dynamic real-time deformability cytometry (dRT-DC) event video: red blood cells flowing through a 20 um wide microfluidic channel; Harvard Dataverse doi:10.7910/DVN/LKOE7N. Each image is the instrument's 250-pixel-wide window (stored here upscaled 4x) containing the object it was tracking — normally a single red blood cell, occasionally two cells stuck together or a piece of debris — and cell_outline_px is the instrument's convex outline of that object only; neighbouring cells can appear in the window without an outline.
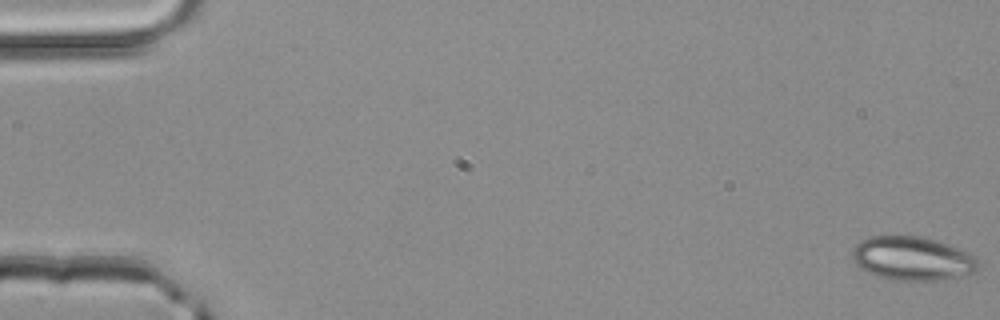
{"species": "common noctule bat (a hibernating species)", "species_latin": "Nyctalus noctula", "temperature_condition": "room temperature", "stored_images_in_passage": 51, "camera_frame_rate_fps": 3000, "um_per_image_px": 0.085, "animal": {"sex": "male", "body_mass_g": 20.4}, "frame": {"image": 1, "passage_image": 1, "time_ms": 0.0, "image_size_px": [1000, 320], "cell_outline_px": [[980, 268], [976, 272], [940, 280], [888, 280], [876, 276], [860, 268], [856, 264], [852, 256], [852, 248], [860, 240], [868, 236], [920, 236], [948, 244], [960, 248], [976, 256], [980, 264]], "centroid_in_image_um": [77.56, 21.97], "position_along_channel_um": 7.4, "area_um2": 32.48}}
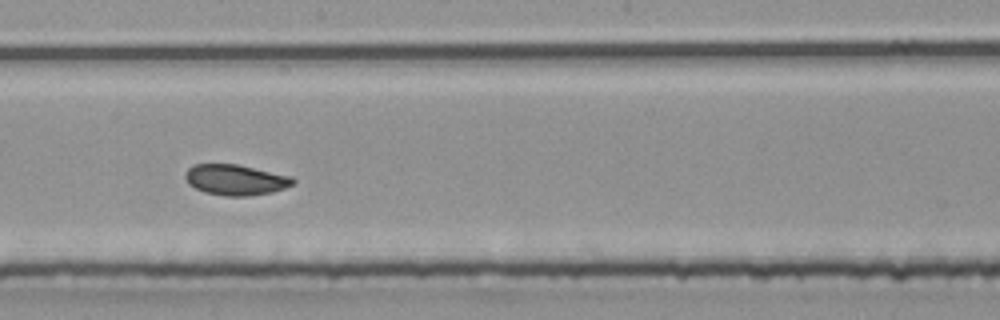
{"frame": {"image": 2, "passage_image": 29, "time_ms": 9.333, "image_size_px": [1000, 320], "cell_outline_px": [[296, 184], [272, 192], [248, 196], [228, 196], [204, 192], [188, 184], [184, 176], [188, 168], [192, 164], [236, 164], [292, 176], [296, 180]], "centroid_in_image_um": [20.04, 15.28], "position_along_channel_um": 228.2, "area_um2": 19.31}}
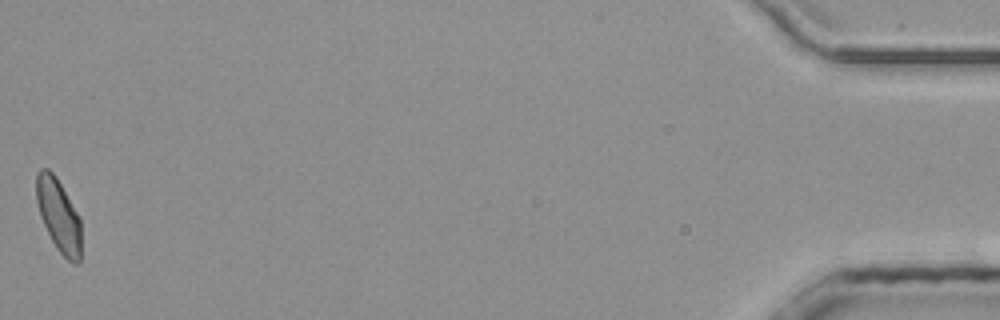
{"frame": {"image": 3, "passage_image": 51, "time_ms": 16.667, "image_size_px": [1000, 320], "cell_outline_px": [[80, 260], [76, 264], [72, 264], [56, 248], [40, 216], [36, 200], [36, 172], [40, 168], [48, 168], [56, 176], [76, 212], [80, 220]], "centroid_in_image_um": [4.96, 18.28], "position_along_channel_um": 430.2, "area_um2": 18.79}}